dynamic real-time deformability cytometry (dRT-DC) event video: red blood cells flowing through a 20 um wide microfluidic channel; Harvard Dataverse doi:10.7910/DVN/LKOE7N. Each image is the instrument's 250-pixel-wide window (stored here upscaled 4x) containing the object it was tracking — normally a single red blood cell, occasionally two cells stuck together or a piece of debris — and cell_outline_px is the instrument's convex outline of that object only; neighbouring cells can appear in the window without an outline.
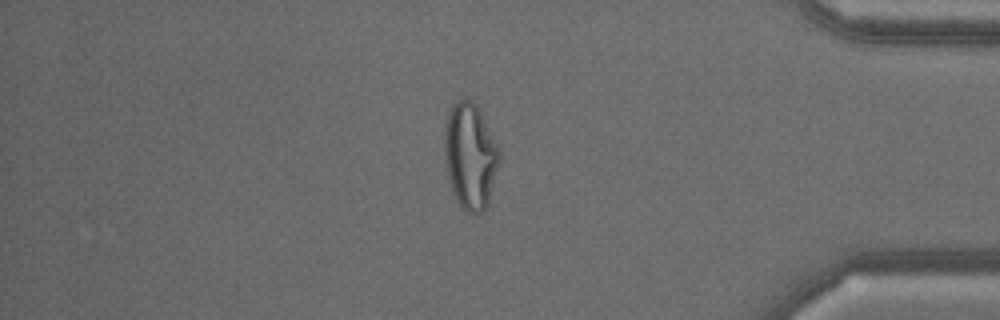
{"species": "common noctule bat (a hibernating species)", "species_latin": "Nyctalus noctula", "temperature_condition": "warm", "stored_images_in_passage": 55, "camera_frame_rate_fps": 3000, "um_per_image_px": 0.085, "animal": {"sex": "male", "body_mass_g": 18.8}, "frame": {"image": 1, "passage_image": 47, "time_ms": 15.333, "image_size_px": [1000, 320], "cell_outline_px": [[500, 160], [488, 208], [476, 216], [468, 212], [460, 204], [452, 192], [448, 176], [444, 152], [444, 132], [448, 112], [452, 104], [456, 100], [468, 96], [476, 104], [500, 152]], "centroid_in_image_um": [39.97, 13.27], "position_along_channel_um": 395.2, "area_um2": 34.16}}